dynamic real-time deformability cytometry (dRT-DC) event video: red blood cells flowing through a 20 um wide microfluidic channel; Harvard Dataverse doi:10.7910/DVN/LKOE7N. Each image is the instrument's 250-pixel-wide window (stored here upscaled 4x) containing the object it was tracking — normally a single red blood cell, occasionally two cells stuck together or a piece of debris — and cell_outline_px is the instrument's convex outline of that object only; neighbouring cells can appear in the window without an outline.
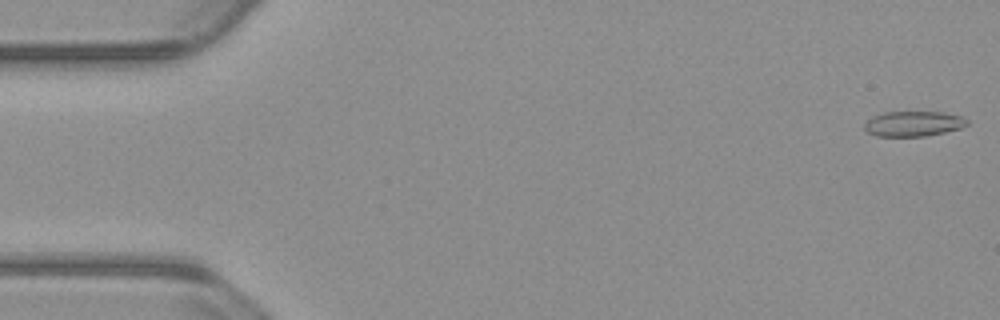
{"species": "common noctule bat (a hibernating species)", "species_latin": "Nyctalus noctula", "temperature_condition": "warm", "stored_images_in_passage": 14, "camera_frame_rate_fps": 3000, "um_per_image_px": 0.085, "animal": {"sex": "male", "body_mass_g": 23.1, "forearm_length_mm": 52.7}, "frame": {"image": 1, "passage_image": 1, "time_ms": 0.0, "image_size_px": [1000, 320], "cell_outline_px": [[968, 124], [960, 128], [944, 132], [924, 136], [876, 136], [868, 132], [864, 128], [864, 124], [872, 116], [884, 112], [944, 112], [960, 116], [968, 120]], "centroid_in_image_um": [77.62, 10.51], "position_along_channel_um": 7.4, "area_um2": 14.97}}
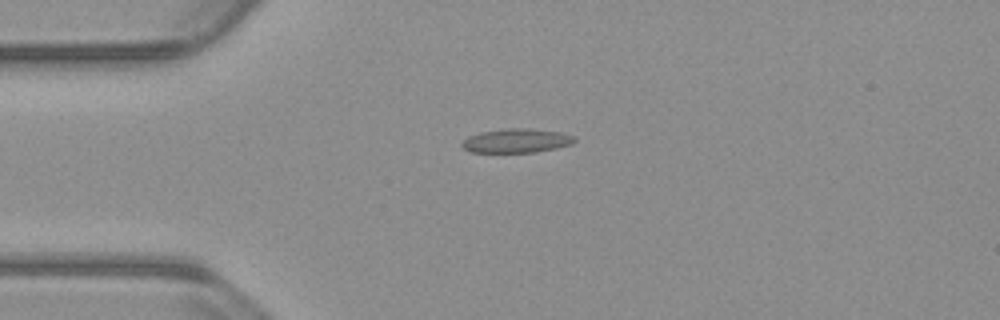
{"frame": {"image": 2, "passage_image": 13, "time_ms": 4.0, "image_size_px": [1000, 320], "cell_outline_px": [[576, 140], [572, 144], [556, 148], [536, 152], [468, 152], [460, 148], [460, 144], [468, 136], [480, 132], [508, 128], [528, 128], [560, 132], [572, 136]], "centroid_in_image_um": [43.84, 11.96], "position_along_channel_um": 41.2, "area_um2": 15.84}}